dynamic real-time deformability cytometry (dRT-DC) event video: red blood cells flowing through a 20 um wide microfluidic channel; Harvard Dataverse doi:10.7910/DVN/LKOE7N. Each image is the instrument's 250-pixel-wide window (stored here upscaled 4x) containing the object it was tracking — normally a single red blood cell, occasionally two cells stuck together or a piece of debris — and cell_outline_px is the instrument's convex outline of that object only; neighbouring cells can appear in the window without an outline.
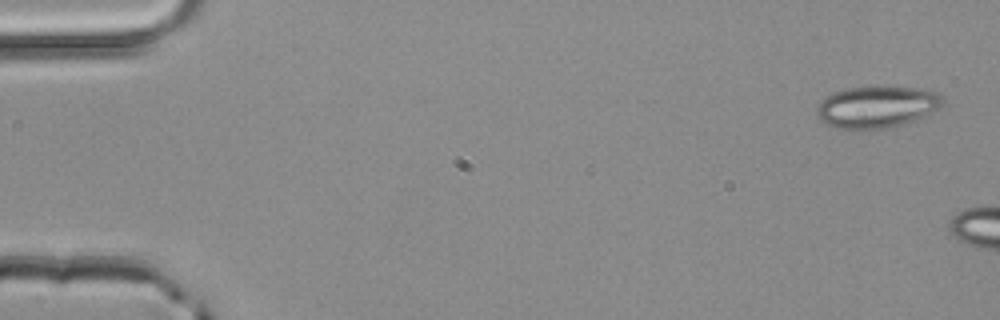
{"species": "common noctule bat (a hibernating species)", "species_latin": "Nyctalus noctula", "temperature_condition": "room temperature", "stored_images_in_passage": 4, "camera_frame_rate_fps": 3000, "um_per_image_px": 0.085, "animal": {"sex": "male", "body_mass_g": 20.4}, "frame": {"image": 1, "passage_image": 1, "time_ms": 0.0, "image_size_px": [1000, 320], "cell_outline_px": [[944, 104], [940, 108], [924, 116], [888, 128], [836, 128], [824, 124], [816, 116], [816, 104], [824, 96], [832, 92], [848, 88], [876, 84], [924, 88], [936, 92], [944, 96]], "centroid_in_image_um": [74.51, 9.03], "position_along_channel_um": 10.5, "area_um2": 31.62}}